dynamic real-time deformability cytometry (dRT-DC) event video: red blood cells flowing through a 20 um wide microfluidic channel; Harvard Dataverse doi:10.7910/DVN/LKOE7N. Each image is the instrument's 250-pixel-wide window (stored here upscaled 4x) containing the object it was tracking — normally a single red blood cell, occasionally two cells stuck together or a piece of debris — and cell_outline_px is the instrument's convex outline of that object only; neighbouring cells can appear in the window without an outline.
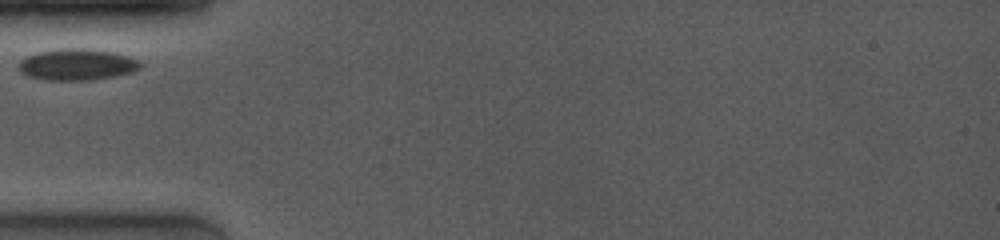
{"species": "common noctule bat (a hibernating species)", "species_latin": "Nyctalus noctula", "temperature_condition": "room temperature", "stored_images_in_passage": 4, "camera_frame_rate_fps": 4000, "um_per_image_px": 0.085, "animal": {"sex": "female", "body_mass_g": 19.0, "forearm_length_mm": 53.3}, "frame": {"image": 1, "passage_image": 1, "time_ms": 0.0, "image_size_px": [1000, 240], "cell_outline_px": [[140, 68], [132, 72], [112, 76], [88, 80], [44, 80], [28, 76], [20, 72], [20, 60], [36, 52], [56, 48], [88, 48], [112, 52], [128, 56], [136, 60], [140, 64]], "centroid_in_image_um": [6.5, 5.47], "position_along_channel_um": 78.5, "area_um2": 22.14}}
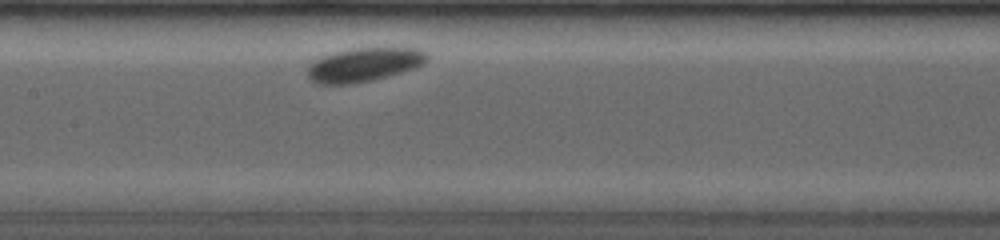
{"frame": {"image": 2, "passage_image": 4, "time_ms": 2.75, "image_size_px": [1000, 240], "cell_outline_px": [[428, 60], [412, 68], [388, 76], [372, 80], [352, 84], [316, 84], [308, 76], [308, 68], [316, 60], [332, 52], [352, 48], [416, 48], [428, 52]], "centroid_in_image_um": [30.94, 5.49], "position_along_channel_um": 176.5, "area_um2": 23.29}}